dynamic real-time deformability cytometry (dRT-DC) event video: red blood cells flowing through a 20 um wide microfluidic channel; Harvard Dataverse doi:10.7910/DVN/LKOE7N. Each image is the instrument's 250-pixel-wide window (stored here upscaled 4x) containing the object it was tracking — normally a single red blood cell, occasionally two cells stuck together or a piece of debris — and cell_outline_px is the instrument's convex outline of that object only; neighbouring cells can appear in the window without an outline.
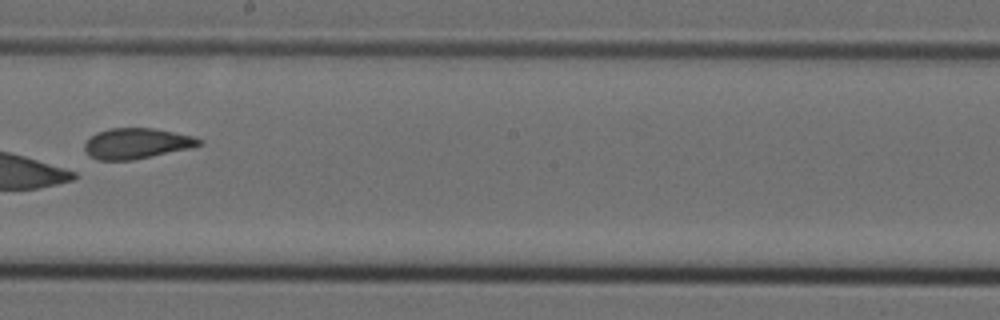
{"species": "Egyptian fruit bat (a non-hibernating species)", "species_latin": "Rousettus aegyptiacus", "temperature_condition": "cold", "stored_images_in_passage": 7, "camera_frame_rate_fps": 3000, "um_per_image_px": 0.085, "animal": {"sex": "female"}, "frame": {"image": 1, "passage_image": 7, "time_ms": 2.0, "image_size_px": [1000, 320], "cell_outline_px": [[204, 144], [192, 148], [132, 160], [100, 160], [88, 156], [84, 148], [84, 144], [96, 132], [108, 128], [152, 128], [192, 136], [204, 140]], "centroid_in_image_um": [11.63, 12.19], "position_along_channel_um": 236.6, "area_um2": 20.46}}